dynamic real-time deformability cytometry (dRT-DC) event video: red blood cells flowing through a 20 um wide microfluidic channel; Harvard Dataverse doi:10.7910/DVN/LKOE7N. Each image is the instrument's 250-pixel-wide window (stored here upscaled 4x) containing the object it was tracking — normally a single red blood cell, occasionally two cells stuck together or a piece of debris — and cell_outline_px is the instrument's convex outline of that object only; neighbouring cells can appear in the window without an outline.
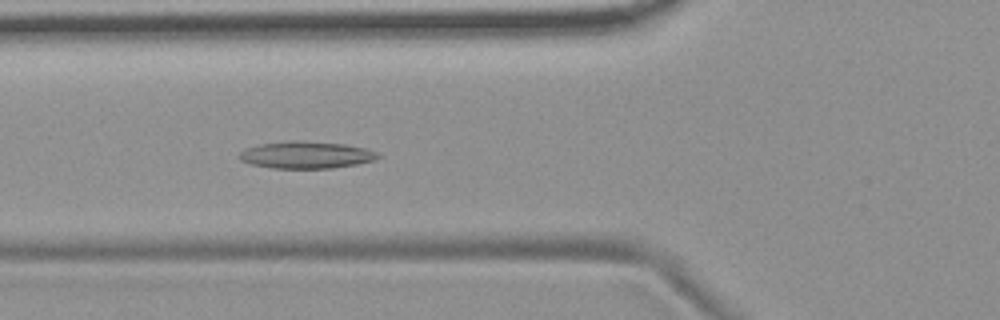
{"species": "common noctule bat (a hibernating species)", "species_latin": "Nyctalus noctula", "temperature_condition": "room temperature", "stored_images_in_passage": 41, "camera_frame_rate_fps": 3000, "um_per_image_px": 0.085, "animal": {"sex": "female", "body_mass_g": 19.9}, "frame": {"image": 1, "passage_image": 7, "time_ms": 2.0, "image_size_px": [1000, 320], "cell_outline_px": [[380, 156], [372, 160], [356, 164], [332, 168], [272, 168], [252, 164], [240, 160], [236, 156], [244, 148], [260, 144], [292, 140], [304, 140], [344, 144], [364, 148], [376, 152]], "centroid_in_image_um": [25.95, 13.16], "position_along_channel_um": 99.8, "area_um2": 21.85}}
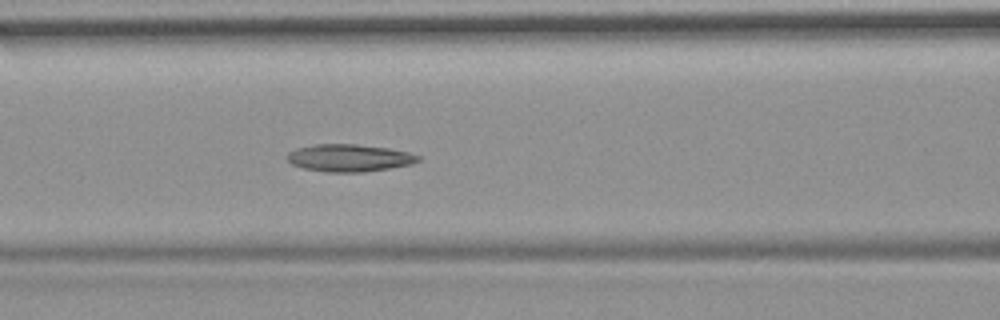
{"frame": {"image": 2, "passage_image": 10, "time_ms": 3.0, "image_size_px": [1000, 320], "cell_outline_px": [[420, 160], [412, 164], [364, 172], [328, 172], [304, 168], [292, 164], [284, 156], [288, 152], [296, 148], [316, 144], [356, 144], [388, 148], [408, 152], [420, 156]], "centroid_in_image_um": [29.66, 13.42], "position_along_channel_um": 136.9, "area_um2": 20.87}}
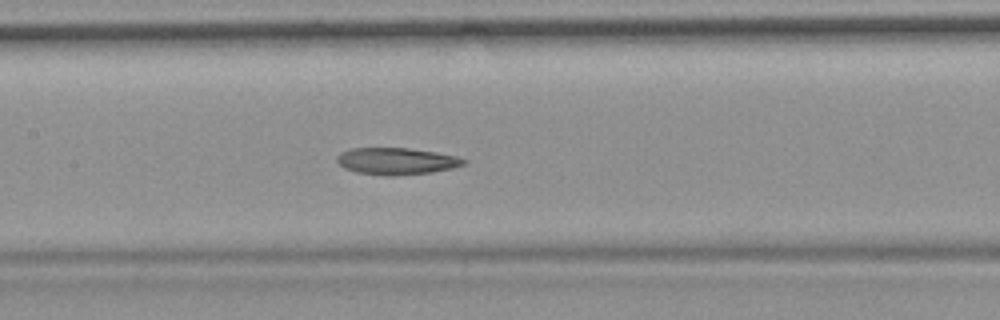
{"frame": {"image": 3, "passage_image": 13, "time_ms": 4.0, "image_size_px": [1000, 320], "cell_outline_px": [[468, 160], [464, 164], [452, 168], [432, 172], [392, 176], [384, 176], [356, 172], [344, 168], [336, 160], [336, 156], [340, 152], [352, 148], [408, 148], [436, 152], [456, 156]], "centroid_in_image_um": [33.68, 13.7], "position_along_channel_um": 173.7, "area_um2": 19.88}, "authors_computed_cell_mechanics": {"area_um2": 20.808, "velocity_mm_per_s": 3.6828, "shape_relaxation_time_tau1_ms": null, "shape_relaxation_time_tau2_ms": 3.7303, "deformation_change_tau1": null, "deformation_change_tau2": 0.1181}}